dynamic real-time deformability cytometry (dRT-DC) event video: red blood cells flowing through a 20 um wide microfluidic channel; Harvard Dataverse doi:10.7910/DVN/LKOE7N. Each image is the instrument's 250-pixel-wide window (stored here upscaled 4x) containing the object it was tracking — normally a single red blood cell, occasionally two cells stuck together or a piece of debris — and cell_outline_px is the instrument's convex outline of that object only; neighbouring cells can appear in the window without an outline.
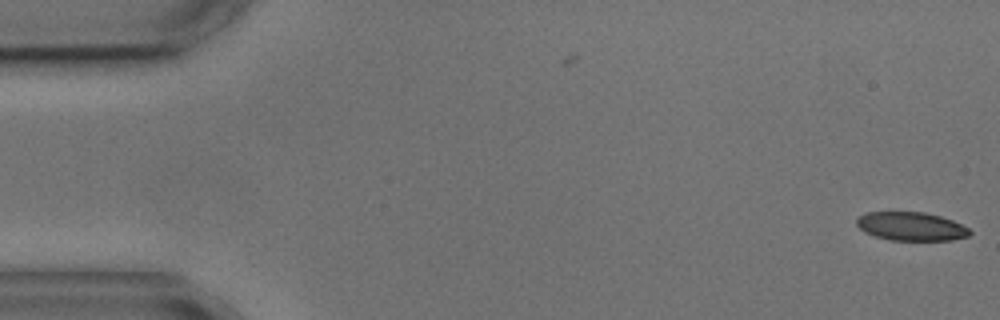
{"species": "common noctule bat (a hibernating species)", "species_latin": "Nyctalus noctula", "temperature_condition": "cold", "stored_images_in_passage": 4, "camera_frame_rate_fps": 3000, "um_per_image_px": 0.085, "animal": {"sex": "male", "body_mass_g": 17.9, "forearm_length_mm": 54.2}, "frame": {"image": 1, "passage_image": 1, "time_ms": 0.0, "image_size_px": [1000, 320], "cell_outline_px": [[972, 232], [968, 236], [952, 240], [892, 240], [876, 236], [864, 232], [856, 224], [856, 220], [860, 216], [868, 212], [924, 212], [940, 216], [952, 220], [968, 228]], "centroid_in_image_um": [77.45, 19.24], "position_along_channel_um": 7.6, "area_um2": 18.67}}